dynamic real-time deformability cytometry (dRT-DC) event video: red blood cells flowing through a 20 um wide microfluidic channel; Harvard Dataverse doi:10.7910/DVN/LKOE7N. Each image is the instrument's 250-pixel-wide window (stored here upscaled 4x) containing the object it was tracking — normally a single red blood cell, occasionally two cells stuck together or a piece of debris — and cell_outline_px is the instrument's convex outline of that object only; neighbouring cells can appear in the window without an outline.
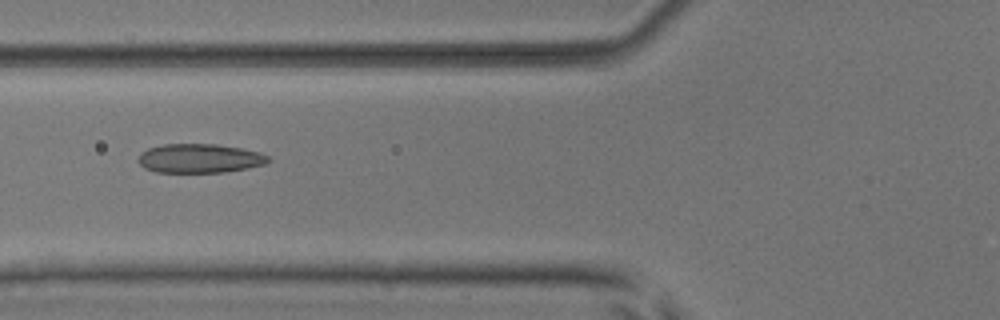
{"species": "common noctule bat (a hibernating species)", "species_latin": "Nyctalus noctula", "temperature_condition": "room temperature", "stored_images_in_passage": 6, "camera_frame_rate_fps": 3000, "um_per_image_px": 0.085, "animal": {"sex": "male", "body_mass_g": 17.9, "forearm_length_mm": 54.2}, "frame": {"image": 1, "passage_image": 5, "time_ms": 5.667, "image_size_px": [1000, 320], "cell_outline_px": [[268, 160], [264, 164], [248, 168], [224, 172], [156, 172], [144, 168], [136, 160], [140, 152], [148, 148], [164, 144], [216, 144], [240, 148], [260, 152], [268, 156]], "centroid_in_image_um": [16.91, 13.46], "position_along_channel_um": 108.9, "area_um2": 22.02}}
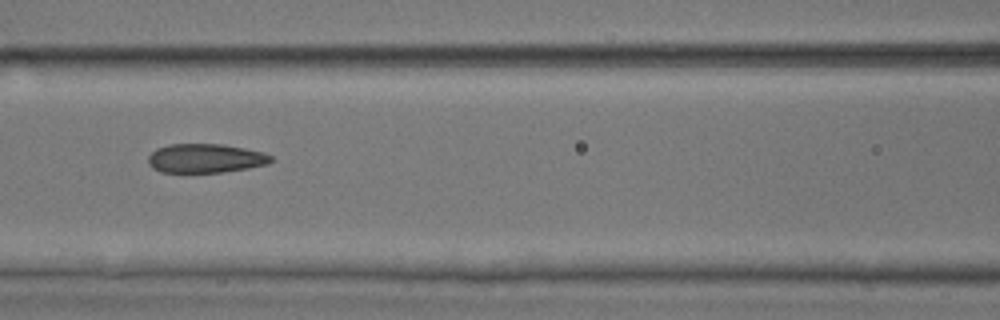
{"frame": {"image": 2, "passage_image": 6, "time_ms": 6.667, "image_size_px": [1000, 320], "cell_outline_px": [[272, 160], [268, 164], [248, 168], [224, 172], [160, 172], [152, 168], [148, 164], [148, 156], [156, 148], [168, 144], [224, 144], [264, 152], [272, 156]], "centroid_in_image_um": [17.45, 13.45], "position_along_channel_um": 149.1, "area_um2": 20.92}}